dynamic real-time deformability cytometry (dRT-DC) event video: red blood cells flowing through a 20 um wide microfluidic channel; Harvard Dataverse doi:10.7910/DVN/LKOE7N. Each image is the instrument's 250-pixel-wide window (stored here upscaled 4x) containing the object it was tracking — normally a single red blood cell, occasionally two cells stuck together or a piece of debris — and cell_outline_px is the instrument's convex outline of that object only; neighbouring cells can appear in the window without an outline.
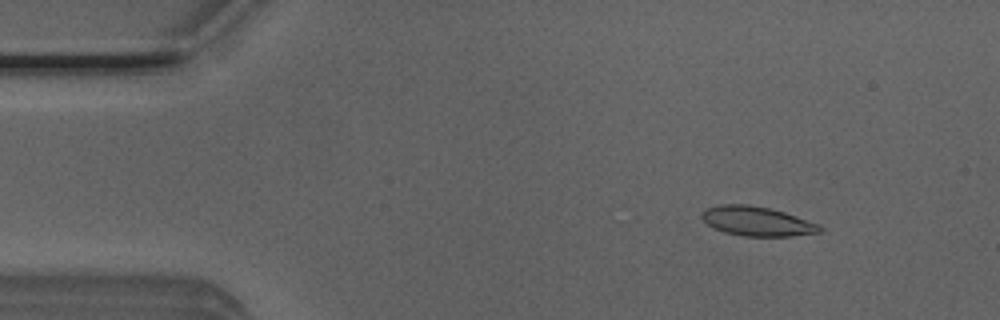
{"species": "Egyptian fruit bat (a non-hibernating species)", "species_latin": "Rousettus aegyptiacus", "temperature_condition": "room temperature", "stored_images_in_passage": 6, "camera_frame_rate_fps": 3000, "um_per_image_px": 0.085, "animal": {"sex": "male"}, "frame": {"image": 1, "passage_image": 2, "time_ms": 0.333, "image_size_px": [1000, 320], "cell_outline_px": [[824, 228], [820, 232], [792, 236], [744, 236], [724, 232], [712, 228], [700, 216], [700, 212], [708, 208], [720, 204], [748, 204], [768, 208], [784, 212], [820, 224]], "centroid_in_image_um": [64.34, 18.8], "position_along_channel_um": 20.7, "area_um2": 20.29}}
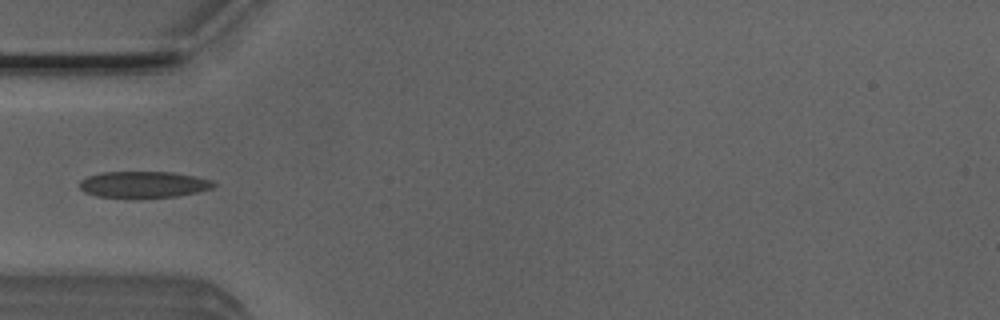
{"frame": {"image": 2, "passage_image": 5, "time_ms": 1.333, "image_size_px": [1000, 320], "cell_outline_px": [[216, 184], [212, 188], [196, 192], [176, 196], [140, 200], [96, 196], [84, 192], [80, 188], [80, 180], [88, 176], [100, 172], [172, 172], [196, 176], [212, 180]], "centroid_in_image_um": [12.18, 15.71], "position_along_channel_um": 72.8, "area_um2": 21.27}}